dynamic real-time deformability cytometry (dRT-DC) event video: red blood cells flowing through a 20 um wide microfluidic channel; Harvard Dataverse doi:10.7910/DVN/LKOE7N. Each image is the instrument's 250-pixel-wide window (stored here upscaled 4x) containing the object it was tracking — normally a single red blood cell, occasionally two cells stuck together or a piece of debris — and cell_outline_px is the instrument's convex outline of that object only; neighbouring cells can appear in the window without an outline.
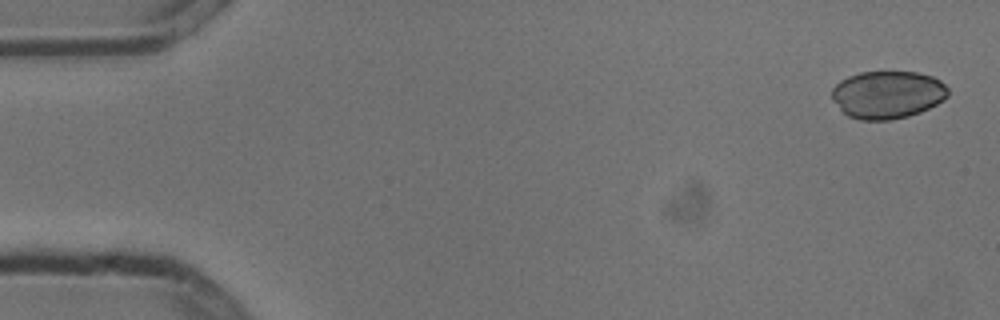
{"species": "common noctule bat (a hibernating species)", "species_latin": "Nyctalus noctula", "temperature_condition": "cold", "stored_images_in_passage": 5, "camera_frame_rate_fps": 3000, "um_per_image_px": 0.085, "animal": {"sex": "male", "body_mass_g": 13.3}, "frame": {"image": 1, "passage_image": 1, "time_ms": 0.0, "image_size_px": [1000, 320], "cell_outline_px": [[948, 96], [944, 100], [920, 112], [908, 116], [888, 120], [860, 120], [848, 116], [832, 100], [832, 88], [840, 80], [848, 76], [860, 72], [916, 72], [932, 76], [940, 80], [948, 88]], "centroid_in_image_um": [75.44, 8.04], "position_along_channel_um": 9.6, "area_um2": 32.31}}
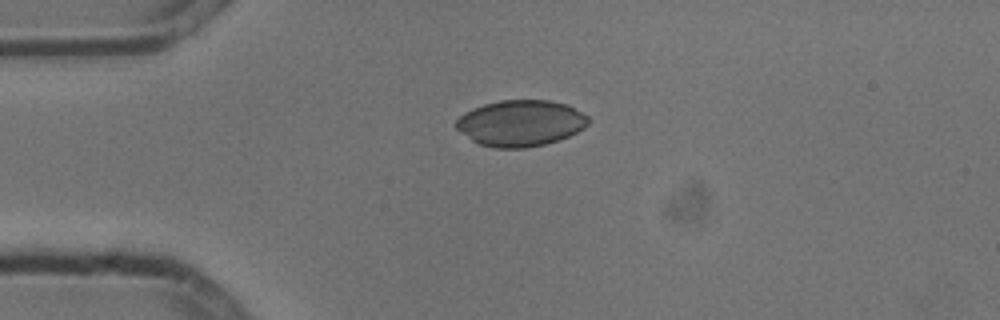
{"frame": {"image": 2, "passage_image": 4, "time_ms": 1.0, "image_size_px": [1000, 320], "cell_outline_px": [[588, 124], [584, 128], [568, 136], [544, 144], [524, 148], [496, 148], [476, 144], [460, 132], [452, 124], [464, 112], [472, 108], [484, 104], [500, 100], [548, 100], [564, 104], [588, 116]], "centroid_in_image_um": [44.18, 10.47], "position_along_channel_um": 40.8, "area_um2": 35.55}}